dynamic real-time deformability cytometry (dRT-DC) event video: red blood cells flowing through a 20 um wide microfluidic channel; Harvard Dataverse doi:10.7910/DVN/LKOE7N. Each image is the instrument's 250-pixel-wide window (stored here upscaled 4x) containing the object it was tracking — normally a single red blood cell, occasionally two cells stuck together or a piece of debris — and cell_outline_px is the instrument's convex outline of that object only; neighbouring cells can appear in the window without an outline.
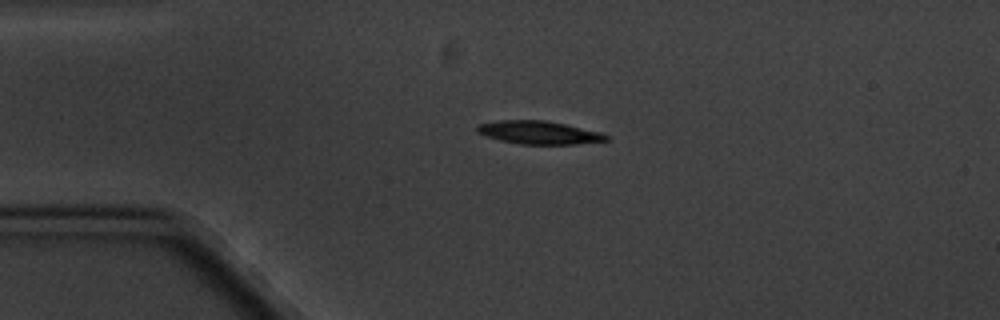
{"species": "common noctule bat (a hibernating species)", "species_latin": "Nyctalus noctula", "temperature_condition": "cold", "stored_images_in_passage": 4, "camera_frame_rate_fps": 3000, "um_per_image_px": 0.085, "animal": {"sex": "male", "body_mass_g": 20.1, "forearm_length_mm": 53.5}, "frame": {"image": 1, "passage_image": 3, "time_ms": 2.333, "image_size_px": [1000, 320], "cell_outline_px": [[608, 140], [576, 144], [520, 144], [500, 140], [476, 132], [476, 124], [500, 120], [544, 120], [564, 124], [600, 132], [608, 136]], "centroid_in_image_um": [45.76, 11.26], "position_along_channel_um": 39.2, "area_um2": 17.22}}